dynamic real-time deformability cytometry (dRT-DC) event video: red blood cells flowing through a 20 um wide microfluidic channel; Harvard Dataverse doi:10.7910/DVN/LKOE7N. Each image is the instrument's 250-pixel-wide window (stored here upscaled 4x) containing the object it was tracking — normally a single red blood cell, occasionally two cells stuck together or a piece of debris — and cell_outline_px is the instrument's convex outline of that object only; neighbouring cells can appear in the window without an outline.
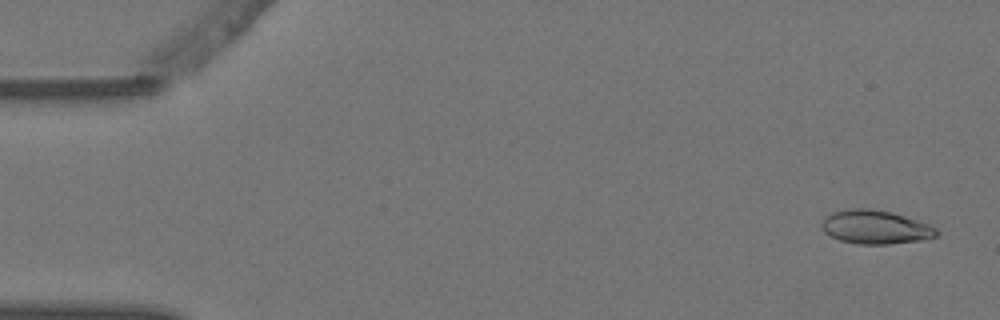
{"species": "Egyptian fruit bat (a non-hibernating species)", "species_latin": "Rousettus aegyptiacus", "temperature_condition": "warm", "stored_images_in_passage": 8, "camera_frame_rate_fps": 3000, "um_per_image_px": 0.085, "animal": {"sex": "female"}, "frame": {"image": 1, "passage_image": 1, "time_ms": 0.0, "image_size_px": [1000, 320], "cell_outline_px": [[940, 232], [936, 236], [928, 240], [888, 244], [856, 244], [840, 240], [824, 232], [820, 224], [832, 212], [848, 208], [868, 208], [888, 212], [904, 216], [932, 224]], "centroid_in_image_um": [74.46, 19.31], "position_along_channel_um": 10.5, "area_um2": 22.72}}
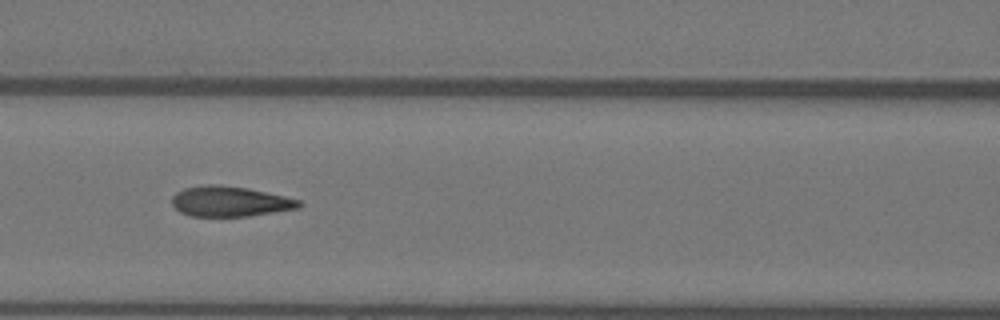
{"frame": {"image": 2, "passage_image": 7, "time_ms": 2.0, "image_size_px": [1000, 320], "cell_outline_px": [[304, 204], [300, 208], [248, 216], [192, 216], [180, 212], [172, 204], [172, 196], [176, 192], [184, 188], [208, 184], [220, 184], [248, 188], [284, 196], [300, 200]], "centroid_in_image_um": [19.55, 17.11], "position_along_channel_um": 147.0, "area_um2": 22.48}}
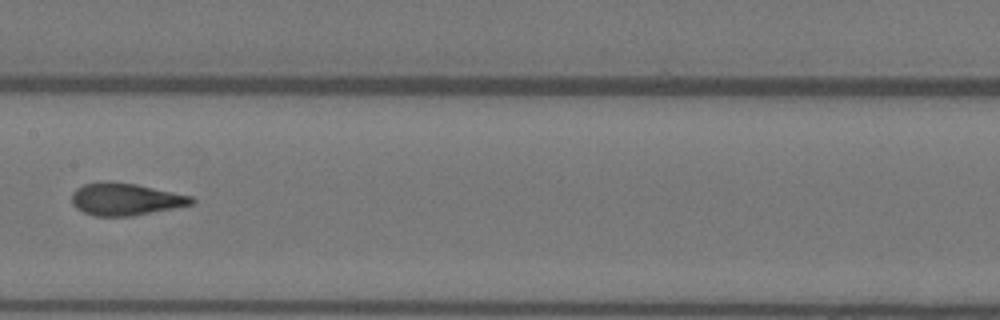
{"frame": {"image": 3, "passage_image": 8, "time_ms": 2.333, "image_size_px": [1000, 320], "cell_outline_px": [[196, 200], [192, 204], [132, 216], [96, 216], [84, 212], [76, 208], [72, 204], [72, 192], [76, 188], [84, 184], [100, 180], [112, 180], [136, 184], [192, 196]], "centroid_in_image_um": [10.62, 16.91], "position_along_channel_um": 196.8, "area_um2": 22.66}}